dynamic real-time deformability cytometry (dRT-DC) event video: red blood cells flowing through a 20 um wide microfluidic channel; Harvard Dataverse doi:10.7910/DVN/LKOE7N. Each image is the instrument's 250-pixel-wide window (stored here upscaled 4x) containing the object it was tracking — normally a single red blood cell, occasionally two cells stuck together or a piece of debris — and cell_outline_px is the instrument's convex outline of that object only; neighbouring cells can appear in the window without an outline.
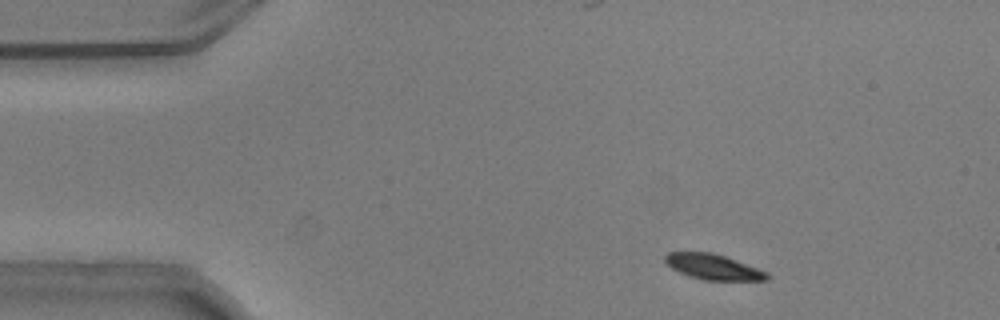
{"species": "common noctule bat (a hibernating species)", "species_latin": "Nyctalus noctula", "temperature_condition": "warm", "stored_images_in_passage": 50, "camera_frame_rate_fps": 3000, "um_per_image_px": 0.085, "animal": {"sex": "male", "body_mass_g": 20.5, "forearm_length_mm": 52.5}, "frame": {"image": 1, "passage_image": 3, "time_ms": 0.667, "image_size_px": [1000, 320], "cell_outline_px": [[768, 280], [704, 280], [688, 276], [672, 268], [664, 260], [664, 256], [668, 252], [712, 252], [724, 256], [768, 272]], "centroid_in_image_um": [60.6, 22.68], "position_along_channel_um": 24.4, "area_um2": 14.91}}
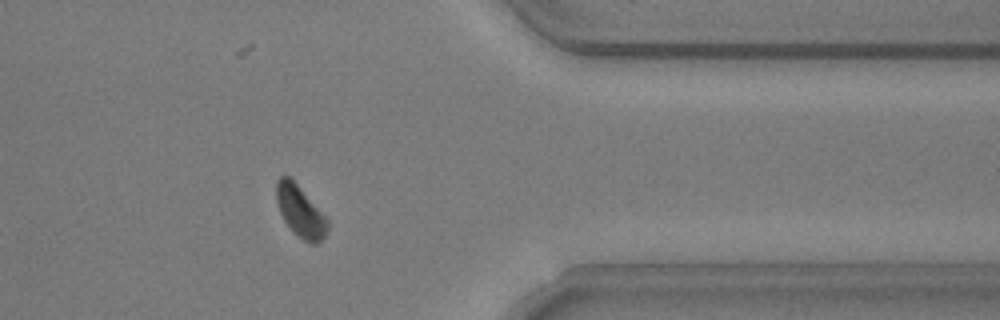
{"frame": {"image": 2, "passage_image": 40, "time_ms": 13.0, "image_size_px": [1000, 320], "cell_outline_px": [[328, 228], [324, 236], [316, 244], [312, 244], [304, 240], [284, 220], [280, 212], [276, 200], [276, 180], [280, 176], [288, 176], [300, 188], [328, 220]], "centroid_in_image_um": [25.51, 17.95], "position_along_channel_um": 385.9, "area_um2": 14.68}}
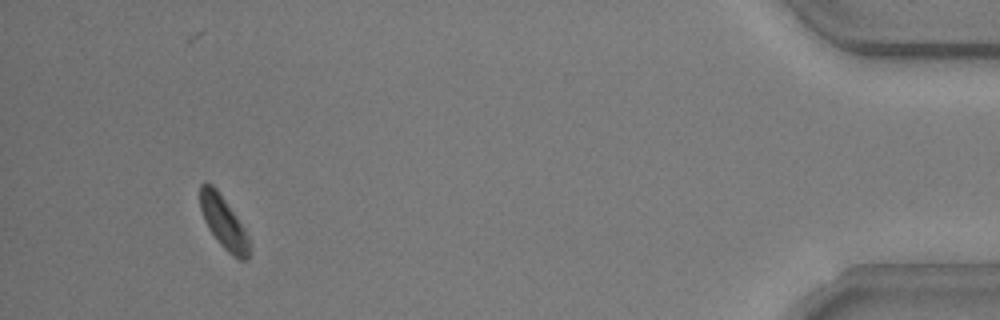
{"frame": {"image": 3, "passage_image": 47, "time_ms": 15.333, "image_size_px": [1000, 320], "cell_outline_px": [[248, 260], [240, 260], [232, 256], [216, 240], [208, 228], [204, 220], [200, 208], [200, 184], [208, 180], [216, 188], [240, 224], [248, 240]], "centroid_in_image_um": [18.93, 18.88], "position_along_channel_um": 416.3, "area_um2": 14.51}, "authors_computed_cell_mechanics": {"area_um2": 16.4152, "velocity_mm_per_s": 3.6725, "shape_relaxation_time_tau1_ms": 2.2041, "shape_relaxation_time_tau2_ms": 9.764, "deformation_change_tau1": 0.0957, "deformation_change_tau2": 0.082}}